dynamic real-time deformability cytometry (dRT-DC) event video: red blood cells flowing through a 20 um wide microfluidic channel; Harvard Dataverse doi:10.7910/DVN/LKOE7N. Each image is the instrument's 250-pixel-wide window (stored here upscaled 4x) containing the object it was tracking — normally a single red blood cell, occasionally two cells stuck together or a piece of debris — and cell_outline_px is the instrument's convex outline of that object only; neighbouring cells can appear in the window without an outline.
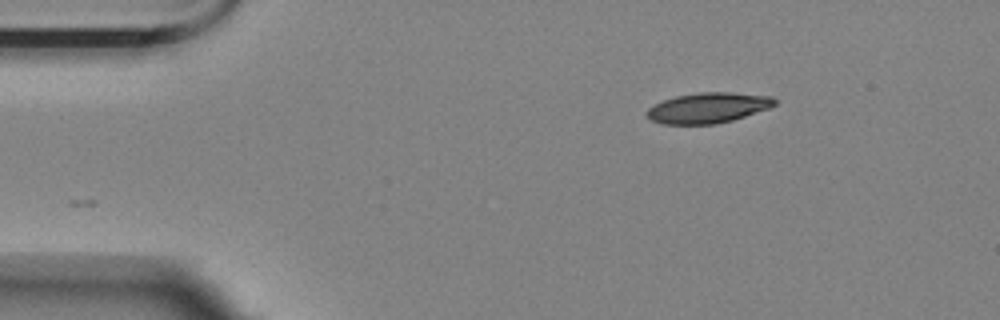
{"species": "Egyptian fruit bat (a non-hibernating species)", "species_latin": "Rousettus aegyptiacus", "temperature_condition": "room temperature", "stored_images_in_passage": 8, "camera_frame_rate_fps": 3000, "um_per_image_px": 0.085, "animal": {"sex": "female"}, "frame": {"image": 1, "passage_image": 1, "time_ms": 0.0, "image_size_px": [1000, 320], "cell_outline_px": [[776, 104], [768, 108], [732, 120], [716, 124], [664, 124], [652, 120], [644, 112], [648, 108], [664, 100], [676, 96], [700, 92], [732, 92], [772, 96], [776, 100]], "centroid_in_image_um": [60.19, 9.16], "position_along_channel_um": 24.8, "area_um2": 22.48}}